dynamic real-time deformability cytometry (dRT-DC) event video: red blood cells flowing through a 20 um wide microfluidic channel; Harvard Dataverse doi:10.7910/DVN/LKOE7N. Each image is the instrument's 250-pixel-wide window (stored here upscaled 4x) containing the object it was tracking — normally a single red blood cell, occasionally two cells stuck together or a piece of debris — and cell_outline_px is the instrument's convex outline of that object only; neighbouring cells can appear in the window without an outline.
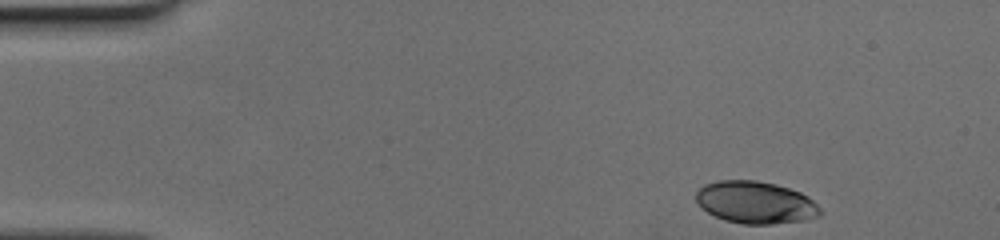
{"species": "human", "species_latin": "Homo sapiens", "temperature_condition": "cold", "stored_images_in_passage": 37, "camera_frame_rate_fps": 3000, "um_per_image_px": 0.085, "donor": {"sex": "female"}, "frame": {"image": 1, "passage_image": 1, "time_ms": 0.0, "image_size_px": [1000, 240], "cell_outline_px": [[824, 212], [820, 216], [804, 220], [772, 224], [744, 224], [724, 220], [708, 212], [696, 200], [696, 192], [704, 184], [720, 180], [756, 180], [776, 184], [800, 192], [808, 196]], "centroid_in_image_um": [64.25, 17.2], "position_along_channel_um": 20.8, "area_um2": 30.52}}
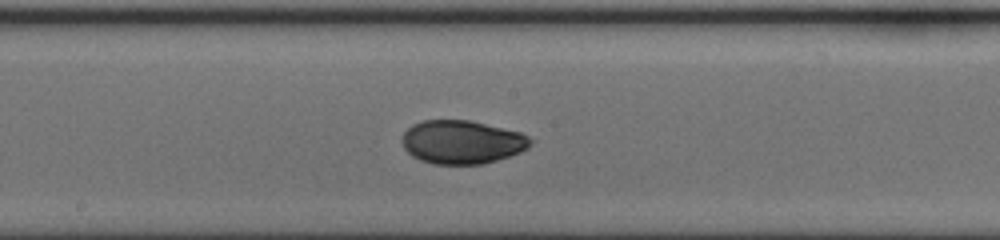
{"frame": {"image": 2, "passage_image": 22, "time_ms": 7.0, "image_size_px": [1000, 240], "cell_outline_px": [[532, 144], [528, 148], [520, 152], [484, 164], [432, 164], [420, 160], [412, 156], [404, 148], [400, 140], [404, 132], [412, 124], [424, 120], [468, 120], [520, 132], [528, 136], [532, 140]], "centroid_in_image_um": [39.24, 12.08], "position_along_channel_um": 209.0, "area_um2": 32.6}}
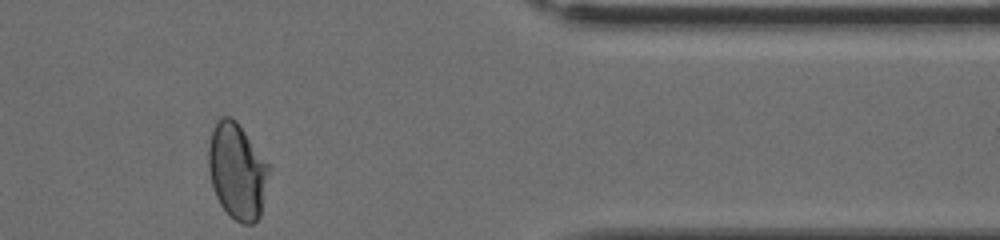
{"frame": {"image": 3, "passage_image": 37, "time_ms": 12.0, "image_size_px": [1000, 240], "cell_outline_px": [[268, 172], [260, 216], [252, 224], [240, 224], [220, 204], [216, 196], [212, 184], [208, 168], [208, 144], [216, 120], [220, 116], [228, 116], [236, 120], [268, 164]], "centroid_in_image_um": [20.12, 14.52], "position_along_channel_um": 391.3, "area_um2": 33.23}}